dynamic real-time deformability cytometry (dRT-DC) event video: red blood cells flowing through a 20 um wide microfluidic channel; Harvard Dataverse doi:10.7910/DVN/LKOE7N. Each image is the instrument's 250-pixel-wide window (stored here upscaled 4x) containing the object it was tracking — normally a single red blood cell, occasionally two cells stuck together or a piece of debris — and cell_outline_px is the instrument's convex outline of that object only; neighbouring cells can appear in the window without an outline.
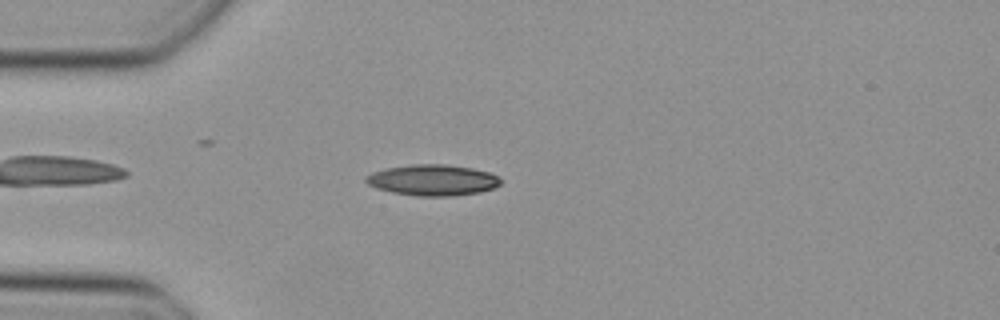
{"species": "Egyptian fruit bat (a non-hibernating species)", "species_latin": "Rousettus aegyptiacus", "temperature_condition": "cold", "stored_images_in_passage": 42, "camera_frame_rate_fps": 3000, "um_per_image_px": 0.085, "animal": {"sex": "female"}, "frame": {"image": 1, "passage_image": 6, "time_ms": 1.667, "image_size_px": [1000, 320], "cell_outline_px": [[500, 184], [492, 188], [480, 192], [452, 196], [416, 196], [392, 192], [376, 188], [368, 184], [364, 180], [364, 176], [372, 172], [384, 168], [412, 164], [444, 164], [472, 168], [488, 172], [496, 176], [500, 180]], "centroid_in_image_um": [36.72, 15.3], "position_along_channel_um": 48.3, "area_um2": 24.33}}
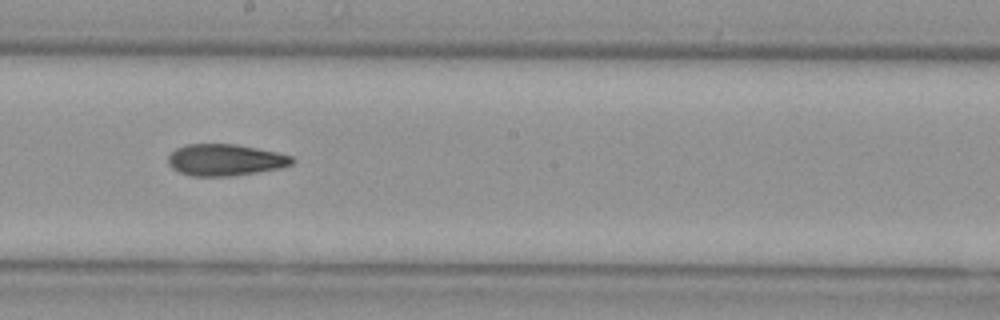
{"frame": {"image": 2, "passage_image": 20, "time_ms": 6.333, "image_size_px": [1000, 320], "cell_outline_px": [[296, 160], [292, 164], [280, 168], [232, 176], [192, 176], [180, 172], [172, 168], [168, 164], [168, 156], [176, 148], [188, 144], [236, 144], [276, 152], [292, 156]], "centroid_in_image_um": [19.14, 13.59], "position_along_channel_um": 229.1, "area_um2": 22.77}}
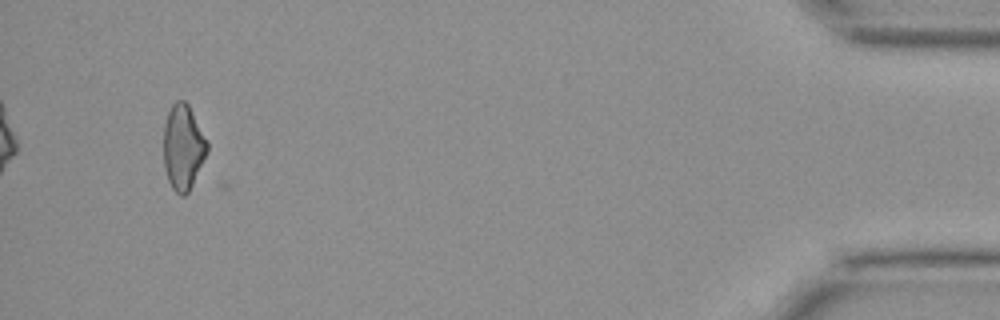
{"frame": {"image": 3, "passage_image": 39, "time_ms": 12.667, "image_size_px": [1000, 320], "cell_outline_px": [[208, 152], [188, 192], [184, 196], [180, 196], [172, 188], [168, 180], [164, 168], [164, 124], [168, 112], [172, 104], [176, 100], [184, 100], [188, 104], [208, 140]], "centroid_in_image_um": [15.57, 12.5], "position_along_channel_um": 419.6, "area_um2": 21.73}}